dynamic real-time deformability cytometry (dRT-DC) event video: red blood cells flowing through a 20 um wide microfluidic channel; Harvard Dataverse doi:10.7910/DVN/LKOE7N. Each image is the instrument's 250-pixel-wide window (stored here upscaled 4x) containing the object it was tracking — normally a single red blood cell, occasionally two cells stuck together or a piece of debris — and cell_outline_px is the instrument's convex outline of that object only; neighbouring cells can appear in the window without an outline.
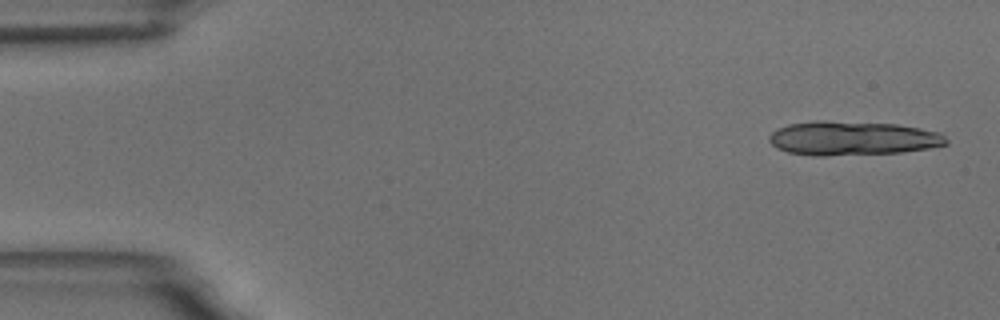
{"species": "common noctule bat (a hibernating species)", "species_latin": "Nyctalus noctula", "temperature_condition": "room temperature", "stored_images_in_passage": 5, "camera_frame_rate_fps": 3000, "um_per_image_px": 0.085, "animal": {"sex": "male", "body_mass_g": 18.8}, "frame": {"image": 1, "passage_image": 1, "time_ms": 0.0, "image_size_px": [1000, 320], "cell_outline_px": [[948, 144], [928, 148], [900, 152], [824, 156], [812, 156], [788, 152], [776, 148], [768, 140], [768, 136], [776, 128], [788, 124], [820, 120], [824, 120], [896, 124], [920, 128], [940, 132], [948, 140]], "centroid_in_image_um": [72.43, 11.75], "position_along_channel_um": 12.6, "area_um2": 35.37}}